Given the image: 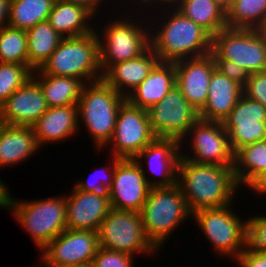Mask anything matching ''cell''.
<instances>
[{
    "mask_svg": "<svg viewBox=\"0 0 266 267\" xmlns=\"http://www.w3.org/2000/svg\"><path fill=\"white\" fill-rule=\"evenodd\" d=\"M179 186L190 212L232 204L237 187L233 166L198 164L180 157Z\"/></svg>",
    "mask_w": 266,
    "mask_h": 267,
    "instance_id": "6da1fadb",
    "label": "cell"
},
{
    "mask_svg": "<svg viewBox=\"0 0 266 267\" xmlns=\"http://www.w3.org/2000/svg\"><path fill=\"white\" fill-rule=\"evenodd\" d=\"M167 11L161 15L162 24L150 30V47L159 61L177 62L211 53L212 36L205 29L175 8Z\"/></svg>",
    "mask_w": 266,
    "mask_h": 267,
    "instance_id": "7a4b0ae2",
    "label": "cell"
},
{
    "mask_svg": "<svg viewBox=\"0 0 266 267\" xmlns=\"http://www.w3.org/2000/svg\"><path fill=\"white\" fill-rule=\"evenodd\" d=\"M125 100L103 79L84 84L77 103L78 122H84L97 150L108 148L115 131L119 107Z\"/></svg>",
    "mask_w": 266,
    "mask_h": 267,
    "instance_id": "3957f363",
    "label": "cell"
},
{
    "mask_svg": "<svg viewBox=\"0 0 266 267\" xmlns=\"http://www.w3.org/2000/svg\"><path fill=\"white\" fill-rule=\"evenodd\" d=\"M97 31L63 38L39 70L53 76L75 77L84 84L102 79Z\"/></svg>",
    "mask_w": 266,
    "mask_h": 267,
    "instance_id": "277c9868",
    "label": "cell"
},
{
    "mask_svg": "<svg viewBox=\"0 0 266 267\" xmlns=\"http://www.w3.org/2000/svg\"><path fill=\"white\" fill-rule=\"evenodd\" d=\"M140 214L146 236L158 250L178 225L192 218L177 184L151 188Z\"/></svg>",
    "mask_w": 266,
    "mask_h": 267,
    "instance_id": "5b68a950",
    "label": "cell"
},
{
    "mask_svg": "<svg viewBox=\"0 0 266 267\" xmlns=\"http://www.w3.org/2000/svg\"><path fill=\"white\" fill-rule=\"evenodd\" d=\"M9 209L40 251L66 230L64 195L35 201H16L11 195Z\"/></svg>",
    "mask_w": 266,
    "mask_h": 267,
    "instance_id": "8992f818",
    "label": "cell"
},
{
    "mask_svg": "<svg viewBox=\"0 0 266 267\" xmlns=\"http://www.w3.org/2000/svg\"><path fill=\"white\" fill-rule=\"evenodd\" d=\"M131 16L132 19L129 16L125 19L116 18L115 21L113 19V22L109 21L110 24H106L103 34H100V30L97 32L102 73L113 64L138 57L150 47L151 28H145L148 23H144V26L138 24L140 22L136 21L139 18L133 20V15ZM100 35L105 39L103 40Z\"/></svg>",
    "mask_w": 266,
    "mask_h": 267,
    "instance_id": "52a82bcc",
    "label": "cell"
},
{
    "mask_svg": "<svg viewBox=\"0 0 266 267\" xmlns=\"http://www.w3.org/2000/svg\"><path fill=\"white\" fill-rule=\"evenodd\" d=\"M232 204L195 211L192 214L206 239L222 257L235 260L247 247V220L239 218Z\"/></svg>",
    "mask_w": 266,
    "mask_h": 267,
    "instance_id": "ba28073f",
    "label": "cell"
},
{
    "mask_svg": "<svg viewBox=\"0 0 266 267\" xmlns=\"http://www.w3.org/2000/svg\"><path fill=\"white\" fill-rule=\"evenodd\" d=\"M99 247L135 256L158 250L146 236L141 214L111 208L97 231Z\"/></svg>",
    "mask_w": 266,
    "mask_h": 267,
    "instance_id": "9c48e42d",
    "label": "cell"
},
{
    "mask_svg": "<svg viewBox=\"0 0 266 267\" xmlns=\"http://www.w3.org/2000/svg\"><path fill=\"white\" fill-rule=\"evenodd\" d=\"M211 54L235 62L248 74L266 70V38L255 29L223 28L212 37Z\"/></svg>",
    "mask_w": 266,
    "mask_h": 267,
    "instance_id": "30bf717a",
    "label": "cell"
},
{
    "mask_svg": "<svg viewBox=\"0 0 266 267\" xmlns=\"http://www.w3.org/2000/svg\"><path fill=\"white\" fill-rule=\"evenodd\" d=\"M155 138L148 111L125 100L119 107L115 131L108 144L113 145L111 155L120 159H133Z\"/></svg>",
    "mask_w": 266,
    "mask_h": 267,
    "instance_id": "8fae6325",
    "label": "cell"
},
{
    "mask_svg": "<svg viewBox=\"0 0 266 267\" xmlns=\"http://www.w3.org/2000/svg\"><path fill=\"white\" fill-rule=\"evenodd\" d=\"M148 115L156 137L177 139L181 147L186 142L189 129L199 119V112L187 101L177 86L151 107Z\"/></svg>",
    "mask_w": 266,
    "mask_h": 267,
    "instance_id": "7c38bea8",
    "label": "cell"
},
{
    "mask_svg": "<svg viewBox=\"0 0 266 267\" xmlns=\"http://www.w3.org/2000/svg\"><path fill=\"white\" fill-rule=\"evenodd\" d=\"M187 135V139L192 140L190 150L194 155L181 152L180 157L198 164L234 166V152L222 122L205 121L199 118L191 126Z\"/></svg>",
    "mask_w": 266,
    "mask_h": 267,
    "instance_id": "4fadbf2b",
    "label": "cell"
},
{
    "mask_svg": "<svg viewBox=\"0 0 266 267\" xmlns=\"http://www.w3.org/2000/svg\"><path fill=\"white\" fill-rule=\"evenodd\" d=\"M99 248L96 231L64 230L41 251L45 267L91 264Z\"/></svg>",
    "mask_w": 266,
    "mask_h": 267,
    "instance_id": "5bb4252c",
    "label": "cell"
},
{
    "mask_svg": "<svg viewBox=\"0 0 266 267\" xmlns=\"http://www.w3.org/2000/svg\"><path fill=\"white\" fill-rule=\"evenodd\" d=\"M142 162L131 158L116 162L112 186L108 189L111 208L141 212L151 189Z\"/></svg>",
    "mask_w": 266,
    "mask_h": 267,
    "instance_id": "9a60e30c",
    "label": "cell"
},
{
    "mask_svg": "<svg viewBox=\"0 0 266 267\" xmlns=\"http://www.w3.org/2000/svg\"><path fill=\"white\" fill-rule=\"evenodd\" d=\"M222 123L234 153L246 145L266 140V108L244 94Z\"/></svg>",
    "mask_w": 266,
    "mask_h": 267,
    "instance_id": "2e32d148",
    "label": "cell"
},
{
    "mask_svg": "<svg viewBox=\"0 0 266 267\" xmlns=\"http://www.w3.org/2000/svg\"><path fill=\"white\" fill-rule=\"evenodd\" d=\"M176 86L187 101L200 112L207 101L209 83L215 66L212 54L174 62Z\"/></svg>",
    "mask_w": 266,
    "mask_h": 267,
    "instance_id": "e0dca14e",
    "label": "cell"
},
{
    "mask_svg": "<svg viewBox=\"0 0 266 267\" xmlns=\"http://www.w3.org/2000/svg\"><path fill=\"white\" fill-rule=\"evenodd\" d=\"M65 195L66 229L98 231L111 209L108 192H83L73 187Z\"/></svg>",
    "mask_w": 266,
    "mask_h": 267,
    "instance_id": "ac0fdd59",
    "label": "cell"
},
{
    "mask_svg": "<svg viewBox=\"0 0 266 267\" xmlns=\"http://www.w3.org/2000/svg\"><path fill=\"white\" fill-rule=\"evenodd\" d=\"M47 109L43 90L31 77L0 106V123L32 127Z\"/></svg>",
    "mask_w": 266,
    "mask_h": 267,
    "instance_id": "d6986e66",
    "label": "cell"
},
{
    "mask_svg": "<svg viewBox=\"0 0 266 267\" xmlns=\"http://www.w3.org/2000/svg\"><path fill=\"white\" fill-rule=\"evenodd\" d=\"M180 142L174 138L156 137L133 159L145 160L152 172L159 175V180L146 178L151 188L173 187L177 184V167L181 156ZM149 179V180H148Z\"/></svg>",
    "mask_w": 266,
    "mask_h": 267,
    "instance_id": "ffe728a7",
    "label": "cell"
},
{
    "mask_svg": "<svg viewBox=\"0 0 266 267\" xmlns=\"http://www.w3.org/2000/svg\"><path fill=\"white\" fill-rule=\"evenodd\" d=\"M158 62V56L149 47L136 58L111 65L103 73L102 79L126 98L143 82Z\"/></svg>",
    "mask_w": 266,
    "mask_h": 267,
    "instance_id": "44dd1931",
    "label": "cell"
},
{
    "mask_svg": "<svg viewBox=\"0 0 266 267\" xmlns=\"http://www.w3.org/2000/svg\"><path fill=\"white\" fill-rule=\"evenodd\" d=\"M77 104L48 107L32 126L36 141L41 148L45 143H56L74 136L80 128Z\"/></svg>",
    "mask_w": 266,
    "mask_h": 267,
    "instance_id": "7402d4cb",
    "label": "cell"
},
{
    "mask_svg": "<svg viewBox=\"0 0 266 267\" xmlns=\"http://www.w3.org/2000/svg\"><path fill=\"white\" fill-rule=\"evenodd\" d=\"M176 86L174 62L159 61L149 75L138 85L126 100L133 106L149 110Z\"/></svg>",
    "mask_w": 266,
    "mask_h": 267,
    "instance_id": "603a6c76",
    "label": "cell"
},
{
    "mask_svg": "<svg viewBox=\"0 0 266 267\" xmlns=\"http://www.w3.org/2000/svg\"><path fill=\"white\" fill-rule=\"evenodd\" d=\"M242 95L243 86L215 68L209 83L208 98L204 108L199 112V118L222 122Z\"/></svg>",
    "mask_w": 266,
    "mask_h": 267,
    "instance_id": "cb8c5ba5",
    "label": "cell"
},
{
    "mask_svg": "<svg viewBox=\"0 0 266 267\" xmlns=\"http://www.w3.org/2000/svg\"><path fill=\"white\" fill-rule=\"evenodd\" d=\"M38 148L32 127L0 123V169L20 164L33 156Z\"/></svg>",
    "mask_w": 266,
    "mask_h": 267,
    "instance_id": "d4e9b609",
    "label": "cell"
},
{
    "mask_svg": "<svg viewBox=\"0 0 266 267\" xmlns=\"http://www.w3.org/2000/svg\"><path fill=\"white\" fill-rule=\"evenodd\" d=\"M93 17L95 15L83 6L55 0L47 22L60 36L68 38L94 32L93 25L89 24Z\"/></svg>",
    "mask_w": 266,
    "mask_h": 267,
    "instance_id": "484cf974",
    "label": "cell"
},
{
    "mask_svg": "<svg viewBox=\"0 0 266 267\" xmlns=\"http://www.w3.org/2000/svg\"><path fill=\"white\" fill-rule=\"evenodd\" d=\"M32 77L42 88L48 107L69 106L79 102L84 86L80 79L44 74L39 69L33 71Z\"/></svg>",
    "mask_w": 266,
    "mask_h": 267,
    "instance_id": "4316f807",
    "label": "cell"
},
{
    "mask_svg": "<svg viewBox=\"0 0 266 267\" xmlns=\"http://www.w3.org/2000/svg\"><path fill=\"white\" fill-rule=\"evenodd\" d=\"M176 9L212 37L227 27L226 11L214 0H182Z\"/></svg>",
    "mask_w": 266,
    "mask_h": 267,
    "instance_id": "83f0119b",
    "label": "cell"
},
{
    "mask_svg": "<svg viewBox=\"0 0 266 267\" xmlns=\"http://www.w3.org/2000/svg\"><path fill=\"white\" fill-rule=\"evenodd\" d=\"M29 67L39 69L63 39L47 22H40L26 30Z\"/></svg>",
    "mask_w": 266,
    "mask_h": 267,
    "instance_id": "f1b7e54d",
    "label": "cell"
},
{
    "mask_svg": "<svg viewBox=\"0 0 266 267\" xmlns=\"http://www.w3.org/2000/svg\"><path fill=\"white\" fill-rule=\"evenodd\" d=\"M234 176L238 185H249L266 170V140L246 145L234 153Z\"/></svg>",
    "mask_w": 266,
    "mask_h": 267,
    "instance_id": "f546056e",
    "label": "cell"
},
{
    "mask_svg": "<svg viewBox=\"0 0 266 267\" xmlns=\"http://www.w3.org/2000/svg\"><path fill=\"white\" fill-rule=\"evenodd\" d=\"M55 0H10L8 26L28 30L47 21Z\"/></svg>",
    "mask_w": 266,
    "mask_h": 267,
    "instance_id": "4dcf8cb0",
    "label": "cell"
},
{
    "mask_svg": "<svg viewBox=\"0 0 266 267\" xmlns=\"http://www.w3.org/2000/svg\"><path fill=\"white\" fill-rule=\"evenodd\" d=\"M266 14V0H234L226 12L227 27L257 30Z\"/></svg>",
    "mask_w": 266,
    "mask_h": 267,
    "instance_id": "1f68e13d",
    "label": "cell"
},
{
    "mask_svg": "<svg viewBox=\"0 0 266 267\" xmlns=\"http://www.w3.org/2000/svg\"><path fill=\"white\" fill-rule=\"evenodd\" d=\"M0 62L29 66L26 30L0 28Z\"/></svg>",
    "mask_w": 266,
    "mask_h": 267,
    "instance_id": "d6a6232c",
    "label": "cell"
},
{
    "mask_svg": "<svg viewBox=\"0 0 266 267\" xmlns=\"http://www.w3.org/2000/svg\"><path fill=\"white\" fill-rule=\"evenodd\" d=\"M33 74L27 65L0 62V106L22 87Z\"/></svg>",
    "mask_w": 266,
    "mask_h": 267,
    "instance_id": "836d02e7",
    "label": "cell"
},
{
    "mask_svg": "<svg viewBox=\"0 0 266 267\" xmlns=\"http://www.w3.org/2000/svg\"><path fill=\"white\" fill-rule=\"evenodd\" d=\"M247 247L266 252V215L260 214L247 219Z\"/></svg>",
    "mask_w": 266,
    "mask_h": 267,
    "instance_id": "e575fe53",
    "label": "cell"
},
{
    "mask_svg": "<svg viewBox=\"0 0 266 267\" xmlns=\"http://www.w3.org/2000/svg\"><path fill=\"white\" fill-rule=\"evenodd\" d=\"M112 162H110V168L106 169L108 171H104V169L102 168L100 173H103L105 175H101L102 177H96L97 176V172H93V176L91 175V177L88 179V181H78L75 185V187L78 190H81L83 192H108V189L112 186V182H113V177H114V173H115V167H116V162L120 159L118 157H112ZM99 172V171H98ZM106 172V173H105ZM99 174V173H98ZM95 180V182H93ZM97 181V182H96Z\"/></svg>",
    "mask_w": 266,
    "mask_h": 267,
    "instance_id": "d590c367",
    "label": "cell"
},
{
    "mask_svg": "<svg viewBox=\"0 0 266 267\" xmlns=\"http://www.w3.org/2000/svg\"><path fill=\"white\" fill-rule=\"evenodd\" d=\"M133 259L128 254L99 247L91 264L93 267H133Z\"/></svg>",
    "mask_w": 266,
    "mask_h": 267,
    "instance_id": "8d00e7d4",
    "label": "cell"
},
{
    "mask_svg": "<svg viewBox=\"0 0 266 267\" xmlns=\"http://www.w3.org/2000/svg\"><path fill=\"white\" fill-rule=\"evenodd\" d=\"M243 94L266 108V70L249 74L243 86Z\"/></svg>",
    "mask_w": 266,
    "mask_h": 267,
    "instance_id": "74e56055",
    "label": "cell"
},
{
    "mask_svg": "<svg viewBox=\"0 0 266 267\" xmlns=\"http://www.w3.org/2000/svg\"><path fill=\"white\" fill-rule=\"evenodd\" d=\"M215 66L218 71L244 86L249 78L248 72L237 65L235 62L226 59H214Z\"/></svg>",
    "mask_w": 266,
    "mask_h": 267,
    "instance_id": "f35d334b",
    "label": "cell"
},
{
    "mask_svg": "<svg viewBox=\"0 0 266 267\" xmlns=\"http://www.w3.org/2000/svg\"><path fill=\"white\" fill-rule=\"evenodd\" d=\"M236 261L239 267H266V252L255 251L246 247Z\"/></svg>",
    "mask_w": 266,
    "mask_h": 267,
    "instance_id": "ab89813d",
    "label": "cell"
},
{
    "mask_svg": "<svg viewBox=\"0 0 266 267\" xmlns=\"http://www.w3.org/2000/svg\"><path fill=\"white\" fill-rule=\"evenodd\" d=\"M249 189L254 192L265 195L266 194V170L260 173L249 185ZM263 193V194H262ZM265 193V194H264Z\"/></svg>",
    "mask_w": 266,
    "mask_h": 267,
    "instance_id": "60d3db41",
    "label": "cell"
},
{
    "mask_svg": "<svg viewBox=\"0 0 266 267\" xmlns=\"http://www.w3.org/2000/svg\"><path fill=\"white\" fill-rule=\"evenodd\" d=\"M182 0H145L144 3L142 4L145 9L146 7H148L150 9V6L156 8L157 6V9L160 8L162 5L165 7L166 5V9L164 10H167L169 7V9H175L180 5ZM153 3V4H152ZM155 3H157L156 5H154ZM147 4V5H146Z\"/></svg>",
    "mask_w": 266,
    "mask_h": 267,
    "instance_id": "b9f144b4",
    "label": "cell"
},
{
    "mask_svg": "<svg viewBox=\"0 0 266 267\" xmlns=\"http://www.w3.org/2000/svg\"><path fill=\"white\" fill-rule=\"evenodd\" d=\"M62 1L83 6L86 9H88L93 15L94 14L96 15L98 13L97 9L99 8V6L101 7L100 4L102 3L103 0H62Z\"/></svg>",
    "mask_w": 266,
    "mask_h": 267,
    "instance_id": "7bdbcfd3",
    "label": "cell"
},
{
    "mask_svg": "<svg viewBox=\"0 0 266 267\" xmlns=\"http://www.w3.org/2000/svg\"><path fill=\"white\" fill-rule=\"evenodd\" d=\"M10 0H0V28L8 26Z\"/></svg>",
    "mask_w": 266,
    "mask_h": 267,
    "instance_id": "ee69618b",
    "label": "cell"
},
{
    "mask_svg": "<svg viewBox=\"0 0 266 267\" xmlns=\"http://www.w3.org/2000/svg\"><path fill=\"white\" fill-rule=\"evenodd\" d=\"M11 193H9L6 184L0 179V207L9 209Z\"/></svg>",
    "mask_w": 266,
    "mask_h": 267,
    "instance_id": "f6af8a7d",
    "label": "cell"
},
{
    "mask_svg": "<svg viewBox=\"0 0 266 267\" xmlns=\"http://www.w3.org/2000/svg\"><path fill=\"white\" fill-rule=\"evenodd\" d=\"M220 7H222L226 12L232 6L234 0H214Z\"/></svg>",
    "mask_w": 266,
    "mask_h": 267,
    "instance_id": "bcb514c9",
    "label": "cell"
},
{
    "mask_svg": "<svg viewBox=\"0 0 266 267\" xmlns=\"http://www.w3.org/2000/svg\"><path fill=\"white\" fill-rule=\"evenodd\" d=\"M257 30L260 32V34L262 36H264L266 38V14H265V17H264L262 23L260 24V26L258 27Z\"/></svg>",
    "mask_w": 266,
    "mask_h": 267,
    "instance_id": "7dc6e473",
    "label": "cell"
},
{
    "mask_svg": "<svg viewBox=\"0 0 266 267\" xmlns=\"http://www.w3.org/2000/svg\"><path fill=\"white\" fill-rule=\"evenodd\" d=\"M64 267H93L92 264H84V265H72V266H64Z\"/></svg>",
    "mask_w": 266,
    "mask_h": 267,
    "instance_id": "c3c4849f",
    "label": "cell"
},
{
    "mask_svg": "<svg viewBox=\"0 0 266 267\" xmlns=\"http://www.w3.org/2000/svg\"><path fill=\"white\" fill-rule=\"evenodd\" d=\"M128 1H129V0H127V3H128ZM144 1H145V0H137V1L132 0L133 3H134V2H136V3H139V2H140L137 6L142 5V4L144 3Z\"/></svg>",
    "mask_w": 266,
    "mask_h": 267,
    "instance_id": "681fc988",
    "label": "cell"
}]
</instances>
